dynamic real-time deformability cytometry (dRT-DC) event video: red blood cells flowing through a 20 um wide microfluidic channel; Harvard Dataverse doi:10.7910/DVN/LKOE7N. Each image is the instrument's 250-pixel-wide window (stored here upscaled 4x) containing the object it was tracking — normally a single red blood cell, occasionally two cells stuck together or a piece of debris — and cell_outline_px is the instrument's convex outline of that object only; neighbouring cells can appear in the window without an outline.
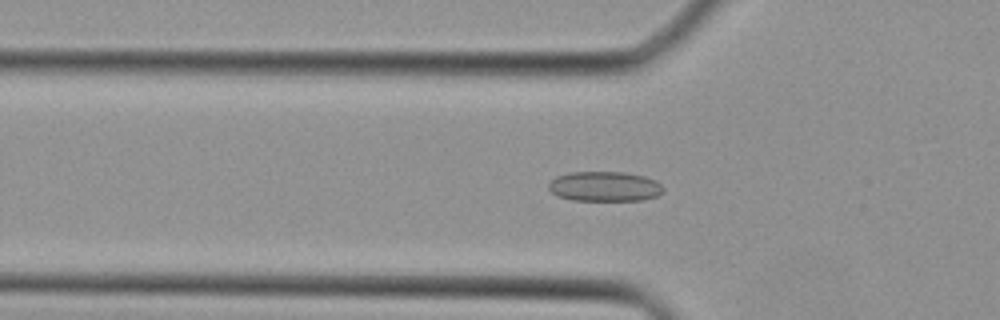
{"species": "Egyptian fruit bat (a non-hibernating species)", "species_latin": "Rousettus aegyptiacus", "temperature_condition": "cold", "stored_images_in_passage": 32, "camera_frame_rate_fps": 3000, "um_per_image_px": 0.085, "animal": {"sex": "female"}, "frame": {"image": 1, "passage_image": 5, "time_ms": 1.333, "image_size_px": [1000, 320], "cell_outline_px": [[664, 192], [656, 196], [644, 200], [572, 200], [560, 196], [552, 192], [548, 188], [548, 184], [556, 176], [568, 172], [624, 172], [644, 176], [656, 180], [664, 188]], "centroid_in_image_um": [51.41, 15.84], "position_along_channel_um": 74.4, "area_um2": 20.0}}
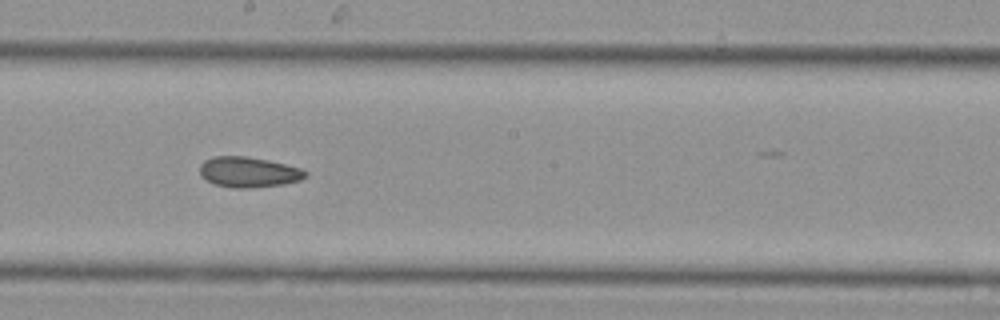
{"frame": {"image": 2, "passage_image": 14, "time_ms": 4.333, "image_size_px": [1000, 320], "cell_outline_px": [[308, 176], [300, 180], [284, 184], [248, 188], [232, 188], [216, 184], [200, 176], [200, 164], [204, 160], [212, 156], [248, 156], [268, 160], [300, 168], [308, 172]], "centroid_in_image_um": [21.13, 14.62], "position_along_channel_um": 227.1, "area_um2": 18.79}}
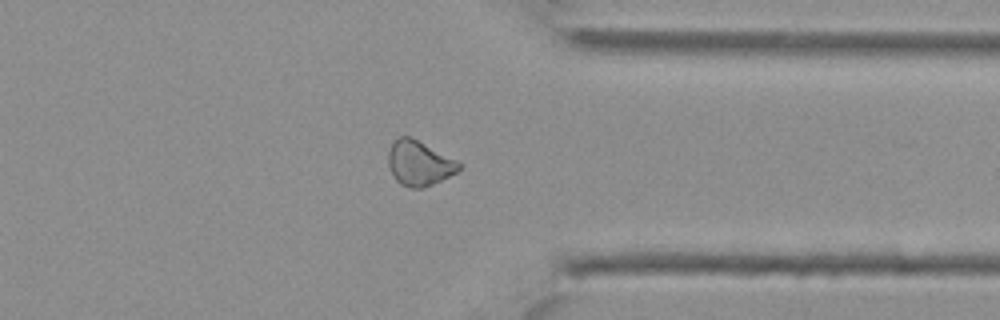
{"frame": {"image": 3, "passage_image": 23, "time_ms": 7.333, "image_size_px": [1000, 320], "cell_outline_px": [[460, 168], [456, 172], [432, 184], [420, 188], [412, 188], [400, 184], [396, 180], [388, 164], [388, 152], [396, 136], [412, 136], [456, 160], [460, 164]], "centroid_in_image_um": [35.6, 13.84], "position_along_channel_um": 375.8, "area_um2": 18.32}}